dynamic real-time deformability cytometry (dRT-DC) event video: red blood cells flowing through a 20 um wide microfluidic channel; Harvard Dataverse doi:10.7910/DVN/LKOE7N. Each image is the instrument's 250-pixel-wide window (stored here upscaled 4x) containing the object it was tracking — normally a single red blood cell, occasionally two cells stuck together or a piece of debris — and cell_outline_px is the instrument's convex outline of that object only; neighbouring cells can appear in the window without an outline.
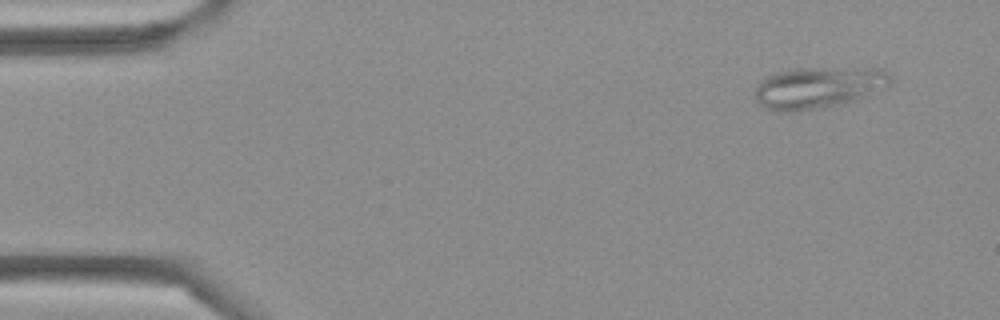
{"species": "Egyptian fruit bat (a non-hibernating species)", "species_latin": "Rousettus aegyptiacus", "temperature_condition": "cold", "stored_images_in_passage": 3, "camera_frame_rate_fps": 3000, "um_per_image_px": 0.085, "frame": {"image": 1, "passage_image": 1, "time_ms": 0.0, "image_size_px": [1000, 320], "cell_outline_px": [[892, 84], [868, 96], [856, 100], [796, 112], [776, 112], [760, 104], [756, 100], [756, 88], [760, 80], [776, 72], [792, 68], [880, 68], [888, 72], [892, 76]], "centroid_in_image_um": [69.59, 7.43], "position_along_channel_um": 15.4, "area_um2": 32.95}}
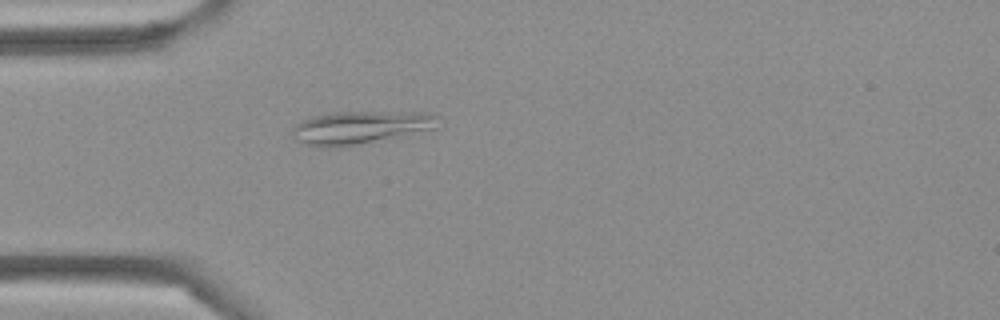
{"frame": {"image": 2, "passage_image": 3, "time_ms": 0.667, "image_size_px": [1000, 320], "cell_outline_px": [[440, 116], [436, 128], [340, 148], [320, 148], [300, 144], [296, 140], [292, 132], [292, 128], [296, 124], [312, 116], [336, 112], [432, 112]], "centroid_in_image_um": [30.6, 10.84], "position_along_channel_um": 54.4, "area_um2": 28.21}}